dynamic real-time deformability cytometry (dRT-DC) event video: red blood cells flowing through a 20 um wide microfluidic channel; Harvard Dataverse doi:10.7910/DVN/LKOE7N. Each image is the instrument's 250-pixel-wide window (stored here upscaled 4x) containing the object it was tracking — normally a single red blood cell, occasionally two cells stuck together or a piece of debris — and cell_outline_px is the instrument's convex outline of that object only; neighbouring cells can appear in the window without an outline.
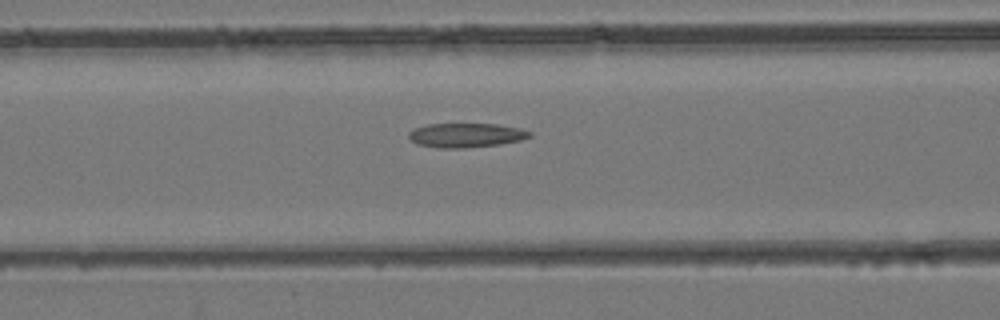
{"species": "common noctule bat (a hibernating species)", "species_latin": "Nyctalus noctula", "temperature_condition": "room temperature", "stored_images_in_passage": 29, "camera_frame_rate_fps": 3000, "um_per_image_px": 0.085, "animal": {"sex": "female", "body_mass_g": 24.6, "forearm_length_mm": 56.2}, "frame": {"image": 1, "passage_image": 12, "time_ms": 3.667, "image_size_px": [1000, 320], "cell_outline_px": [[532, 136], [520, 140], [500, 144], [464, 148], [444, 148], [416, 144], [408, 136], [408, 132], [416, 128], [428, 124], [496, 124], [520, 128], [532, 132]], "centroid_in_image_um": [39.63, 11.49], "position_along_channel_um": 127.0, "area_um2": 16.99}}
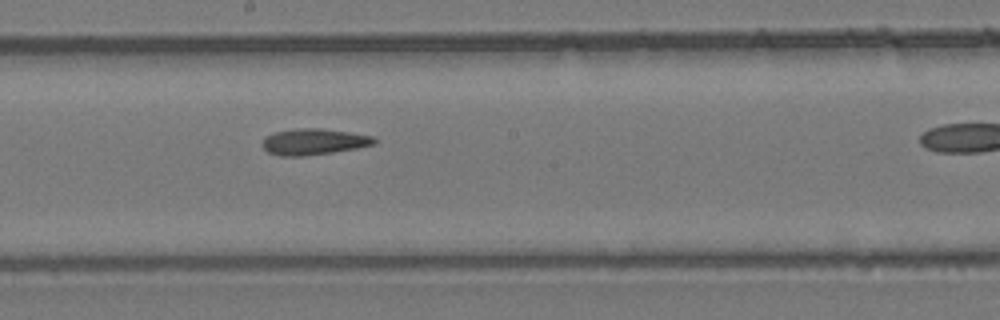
{"frame": {"image": 2, "passage_image": 18, "time_ms": 5.667, "image_size_px": [1000, 320], "cell_outline_px": [[376, 144], [356, 148], [332, 152], [304, 156], [280, 156], [268, 152], [260, 144], [268, 136], [276, 132], [296, 128], [324, 128], [372, 136], [376, 140]], "centroid_in_image_um": [26.67, 12.05], "position_along_channel_um": 221.5, "area_um2": 16.94}}
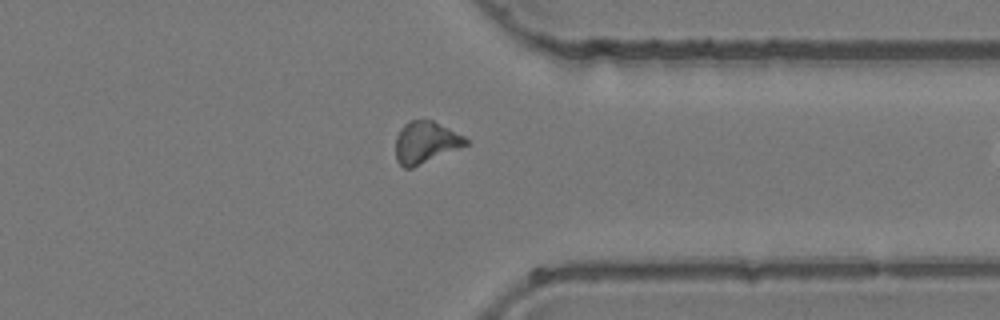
{"frame": {"image": 3, "passage_image": 28, "time_ms": 9.0, "image_size_px": [1000, 320], "cell_outline_px": [[468, 144], [412, 168], [404, 168], [396, 160], [396, 136], [400, 128], [408, 120], [432, 120], [464, 136], [468, 140]], "centroid_in_image_um": [36.14, 12.09], "position_along_channel_um": 375.3, "area_um2": 16.94}}